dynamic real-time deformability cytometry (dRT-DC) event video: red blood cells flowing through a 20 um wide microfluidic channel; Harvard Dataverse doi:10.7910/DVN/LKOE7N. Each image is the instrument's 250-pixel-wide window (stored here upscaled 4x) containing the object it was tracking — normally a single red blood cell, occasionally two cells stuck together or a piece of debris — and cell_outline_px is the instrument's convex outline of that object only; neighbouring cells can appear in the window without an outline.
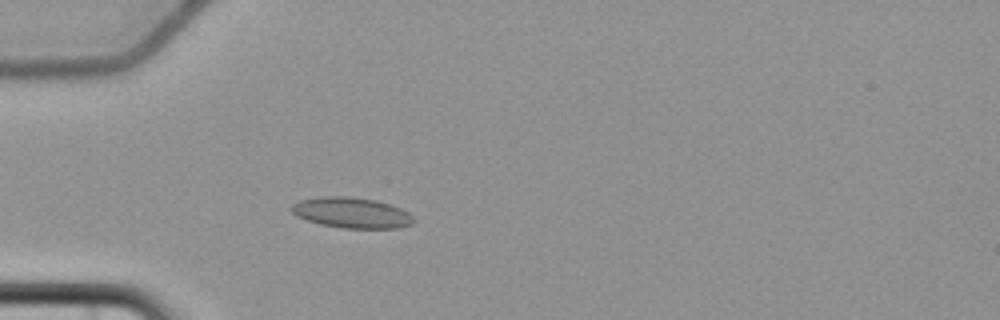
{"species": "common noctule bat (a hibernating species)", "species_latin": "Nyctalus noctula", "temperature_condition": "cold", "stored_images_in_passage": 5, "camera_frame_rate_fps": 3000, "um_per_image_px": 0.085, "animal": {"sex": "female", "body_mass_g": 22.7, "forearm_length_mm": 54.2}, "frame": {"image": 1, "passage_image": 5, "time_ms": 4.667, "image_size_px": [1000, 320], "cell_outline_px": [[416, 220], [412, 224], [400, 228], [344, 228], [320, 224], [296, 216], [288, 208], [292, 204], [300, 200], [320, 196], [348, 196], [376, 200], [400, 208], [408, 212]], "centroid_in_image_um": [29.87, 18.08], "position_along_channel_um": 55.1, "area_um2": 21.91}}